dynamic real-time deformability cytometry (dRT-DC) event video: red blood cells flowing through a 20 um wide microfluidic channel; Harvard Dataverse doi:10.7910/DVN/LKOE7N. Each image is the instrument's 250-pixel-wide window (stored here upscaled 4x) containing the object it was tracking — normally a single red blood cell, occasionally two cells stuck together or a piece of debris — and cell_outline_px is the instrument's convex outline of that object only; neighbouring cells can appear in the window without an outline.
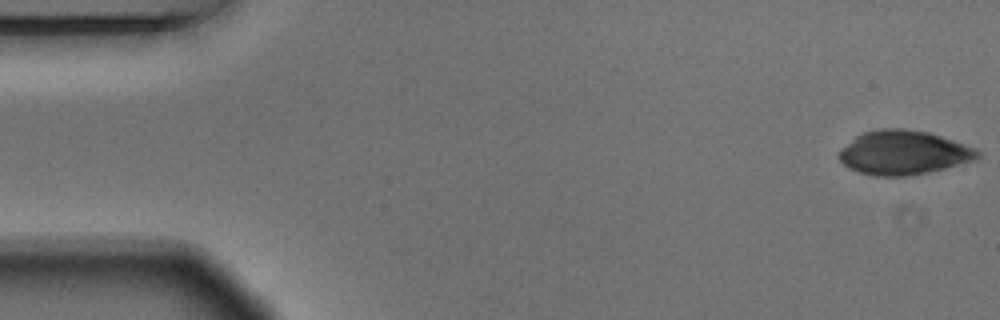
{"species": "Egyptian fruit bat (a non-hibernating species)", "species_latin": "Rousettus aegyptiacus", "temperature_condition": "warm", "stored_images_in_passage": 54, "camera_frame_rate_fps": 3000, "um_per_image_px": 0.085, "animal": {"sex": "male"}, "frame": {"image": 1, "passage_image": 1, "time_ms": 0.0, "image_size_px": [1000, 320], "cell_outline_px": [[980, 156], [976, 160], [928, 172], [904, 176], [876, 176], [860, 172], [848, 168], [836, 156], [840, 148], [856, 136], [864, 132], [880, 128], [904, 128], [928, 132], [976, 148], [980, 152]], "centroid_in_image_um": [76.77, 12.97], "position_along_channel_um": 8.2, "area_um2": 35.6}}
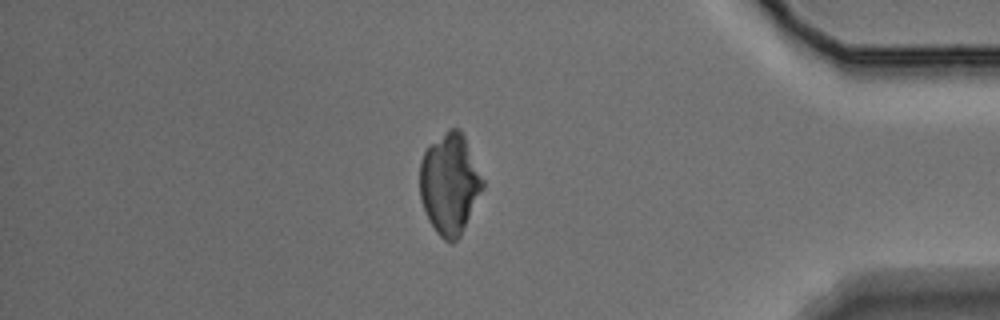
{"frame": {"image": 2, "passage_image": 46, "time_ms": 15.0, "image_size_px": [1000, 320], "cell_outline_px": [[484, 188], [460, 236], [452, 244], [444, 240], [436, 232], [428, 220], [420, 196], [420, 160], [428, 144], [448, 128], [460, 128], [464, 136], [484, 180]], "centroid_in_image_um": [38.22, 15.61], "position_along_channel_um": 397.0, "area_um2": 37.17}}
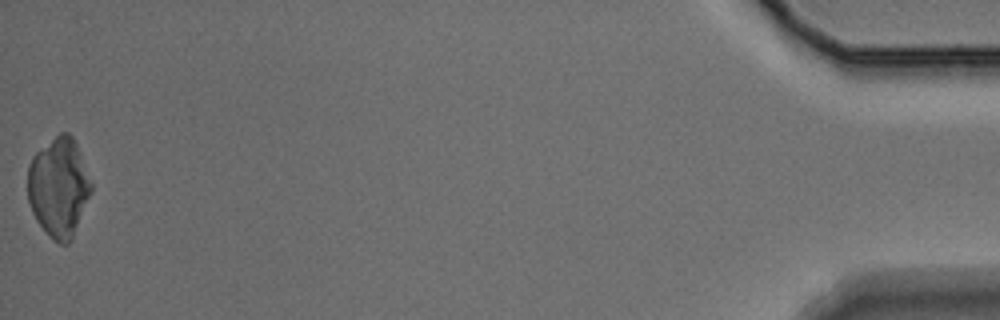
{"frame": {"image": 3, "passage_image": 54, "time_ms": 17.667, "image_size_px": [1000, 320], "cell_outline_px": [[92, 192], [72, 240], [68, 244], [60, 244], [52, 240], [36, 220], [32, 212], [28, 200], [28, 164], [32, 156], [36, 152], [60, 132], [68, 132], [72, 136], [76, 144], [92, 184]], "centroid_in_image_um": [4.99, 15.95], "position_along_channel_um": 430.2, "area_um2": 36.88}}